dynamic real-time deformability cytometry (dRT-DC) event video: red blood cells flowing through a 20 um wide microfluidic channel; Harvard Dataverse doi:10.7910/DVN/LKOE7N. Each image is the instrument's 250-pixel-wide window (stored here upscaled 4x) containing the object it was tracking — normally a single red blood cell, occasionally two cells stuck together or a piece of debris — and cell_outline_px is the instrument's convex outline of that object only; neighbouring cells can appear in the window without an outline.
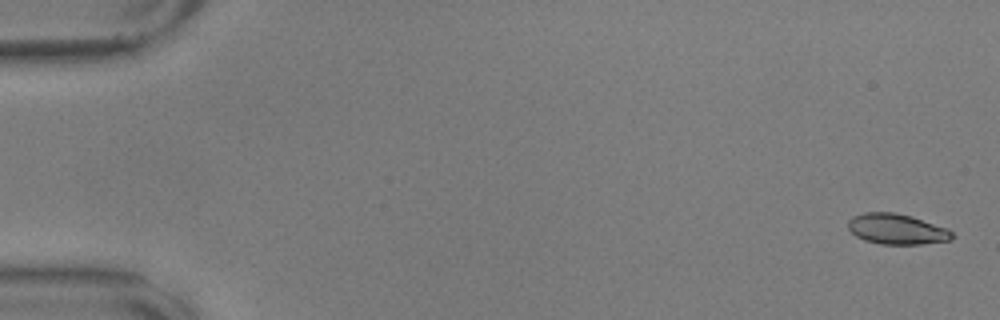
{"species": "common noctule bat (a hibernating species)", "species_latin": "Nyctalus noctula", "temperature_condition": "warm", "stored_images_in_passage": 57, "camera_frame_rate_fps": 3000, "um_per_image_px": 0.085, "animal": {"sex": "male", "body_mass_g": 17.9, "forearm_length_mm": 54.2}, "frame": {"image": 1, "passage_image": 1, "time_ms": 0.0, "image_size_px": [1000, 320], "cell_outline_px": [[952, 240], [920, 244], [880, 244], [864, 240], [856, 236], [848, 228], [848, 220], [852, 216], [864, 212], [896, 212], [912, 216], [948, 228], [952, 232]], "centroid_in_image_um": [76.21, 19.46], "position_along_channel_um": 8.8, "area_um2": 18.61}}
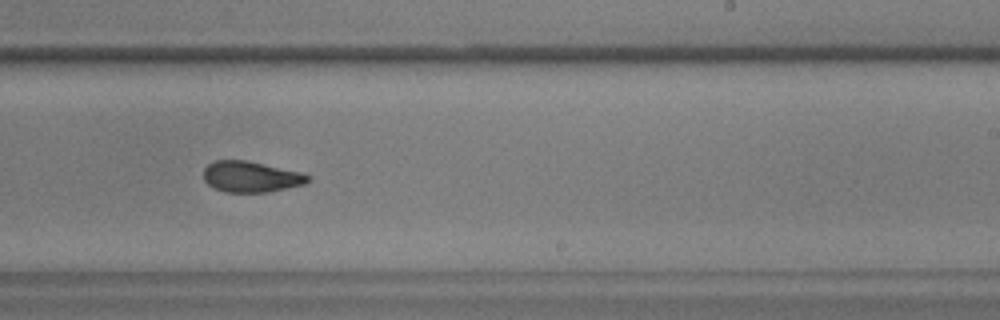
{"frame": {"image": 2, "passage_image": 35, "time_ms": 11.333, "image_size_px": [1000, 320], "cell_outline_px": [[308, 184], [268, 192], [224, 192], [212, 188], [204, 180], [204, 168], [208, 164], [216, 160], [244, 160], [300, 172], [308, 176]], "centroid_in_image_um": [21.3, 15.04], "position_along_channel_um": 267.7, "area_um2": 18.73}}
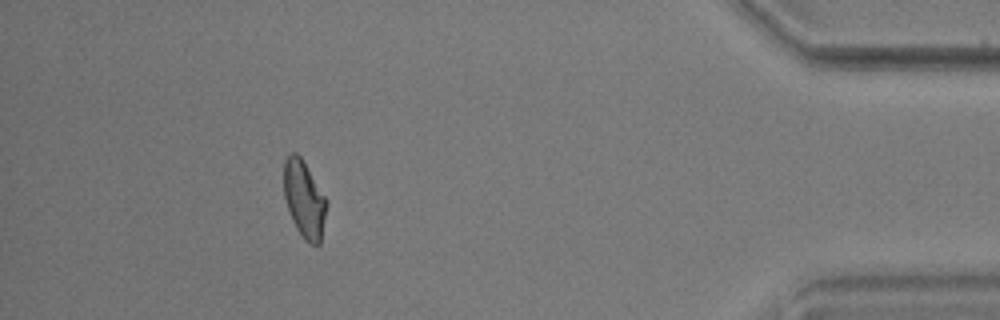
{"frame": {"image": 3, "passage_image": 51, "time_ms": 16.667, "image_size_px": [1000, 320], "cell_outline_px": [[328, 204], [320, 244], [312, 244], [304, 240], [296, 228], [292, 220], [284, 196], [284, 160], [292, 152], [296, 152], [300, 156], [328, 200]], "centroid_in_image_um": [25.87, 16.95], "position_along_channel_um": 409.3, "area_um2": 19.19}}